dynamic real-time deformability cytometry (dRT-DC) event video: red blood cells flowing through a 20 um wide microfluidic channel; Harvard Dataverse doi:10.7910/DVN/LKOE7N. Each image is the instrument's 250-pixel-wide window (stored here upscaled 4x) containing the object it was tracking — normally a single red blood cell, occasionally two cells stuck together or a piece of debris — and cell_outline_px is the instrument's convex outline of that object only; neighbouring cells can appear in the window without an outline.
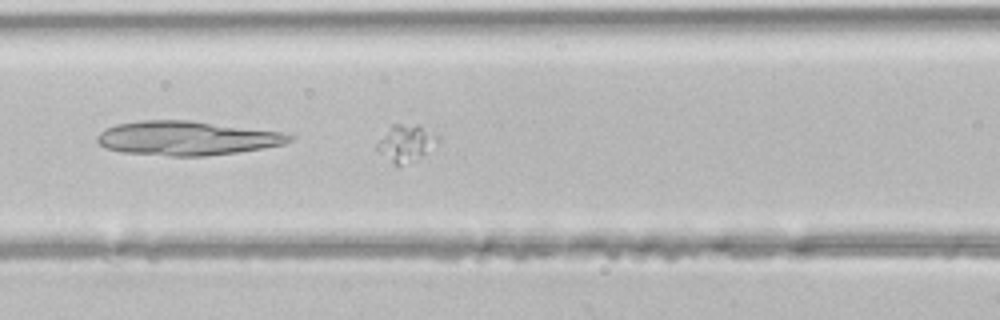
{"species": "common noctule bat (a hibernating species)", "species_latin": "Nyctalus noctula", "temperature_condition": "room temperature", "stored_images_in_passage": 34, "camera_frame_rate_fps": 3000, "um_per_image_px": 0.085, "animal": {"sex": "male", "body_mass_g": 21.5, "forearm_length_mm": 52.0}, "frame": {"image": 1, "passage_image": 19, "time_ms": 6.0, "image_size_px": [1000, 320], "cell_outline_px": [[440, 140], [424, 152], [400, 168], [392, 164], [376, 148], [376, 144], [392, 124], [420, 124], [440, 136]], "centroid_in_image_um": [34.5, 12.14], "position_along_channel_um": 132.1, "area_um2": 12.89}}
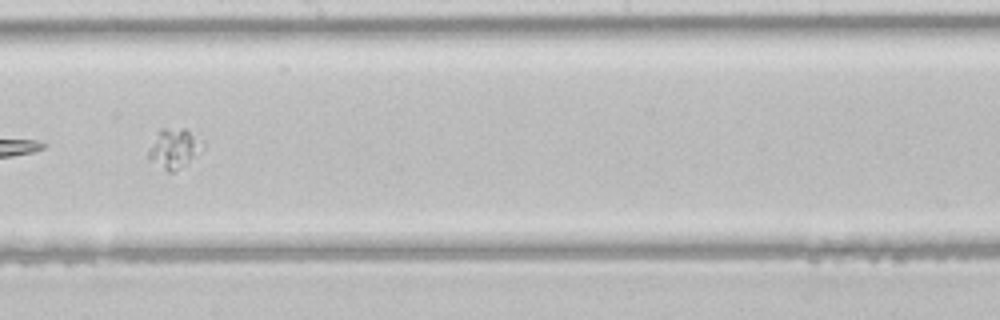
{"frame": {"image": 2, "passage_image": 26, "time_ms": 8.333, "image_size_px": [1000, 320], "cell_outline_px": [[204, 148], [180, 168], [172, 172], [168, 172], [148, 160], [148, 148], [160, 128], [184, 128], [204, 140]], "centroid_in_image_um": [14.79, 12.6], "position_along_channel_um": 233.4, "area_um2": 12.66}}
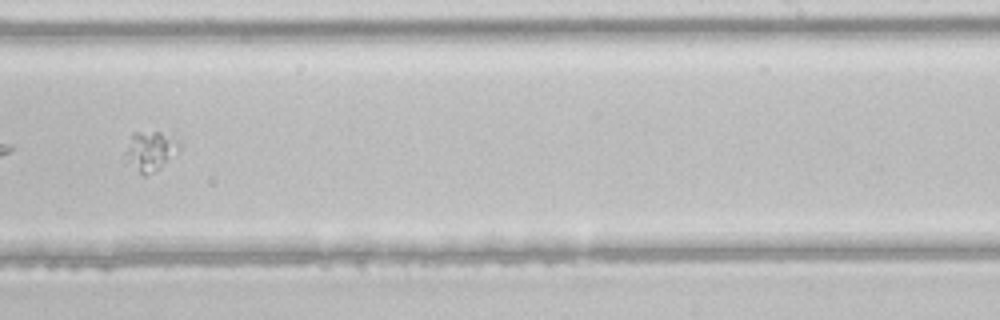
{"frame": {"image": 3, "passage_image": 29, "time_ms": 9.333, "image_size_px": [1000, 320], "cell_outline_px": [[180, 148], [160, 168], [148, 176], [144, 176], [124, 164], [124, 152], [132, 132], [160, 132], [180, 140]], "centroid_in_image_um": [12.71, 12.87], "position_along_channel_um": 276.3, "area_um2": 12.83}}